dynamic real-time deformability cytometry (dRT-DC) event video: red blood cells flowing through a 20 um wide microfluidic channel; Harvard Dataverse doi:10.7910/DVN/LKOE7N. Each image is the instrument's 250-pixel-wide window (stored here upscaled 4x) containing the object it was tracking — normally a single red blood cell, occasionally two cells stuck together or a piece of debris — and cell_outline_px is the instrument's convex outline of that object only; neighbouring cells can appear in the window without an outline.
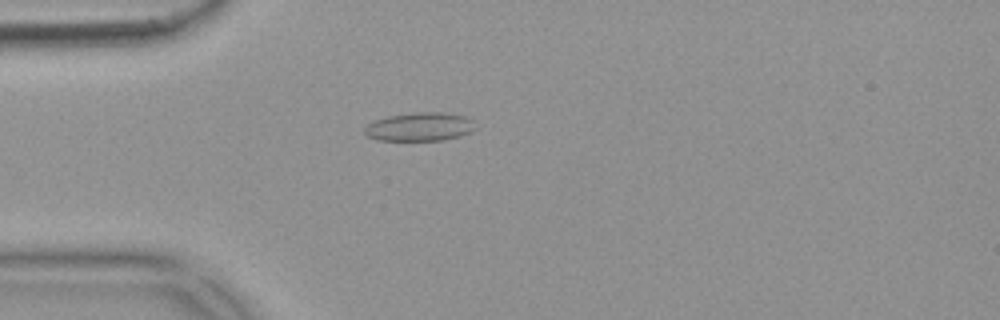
{"species": "common noctule bat (a hibernating species)", "species_latin": "Nyctalus noctula", "temperature_condition": "warm", "stored_images_in_passage": 55, "camera_frame_rate_fps": 3000, "um_per_image_px": 0.085, "animal": {"sex": "female", "body_mass_g": 18.4}, "frame": {"image": 1, "passage_image": 15, "time_ms": 4.667, "image_size_px": [1000, 320], "cell_outline_px": [[476, 128], [472, 132], [460, 136], [440, 140], [376, 140], [368, 136], [364, 132], [364, 128], [372, 120], [388, 116], [416, 112], [440, 112], [464, 116], [472, 120]], "centroid_in_image_um": [35.66, 10.77], "position_along_channel_um": 49.3, "area_um2": 18.44}}
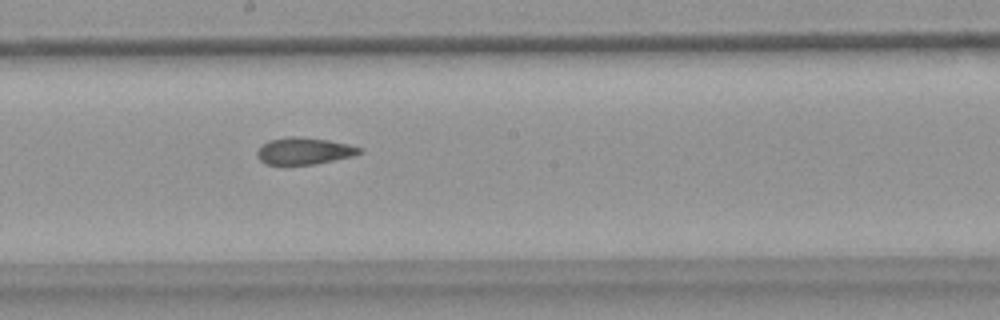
{"frame": {"image": 2, "passage_image": 30, "time_ms": 9.667, "image_size_px": [1000, 320], "cell_outline_px": [[364, 152], [352, 156], [312, 164], [264, 164], [260, 160], [256, 152], [268, 140], [288, 136], [296, 136], [328, 140], [348, 144], [364, 148]], "centroid_in_image_um": [25.87, 12.82], "position_along_channel_um": 222.3, "area_um2": 15.9}}
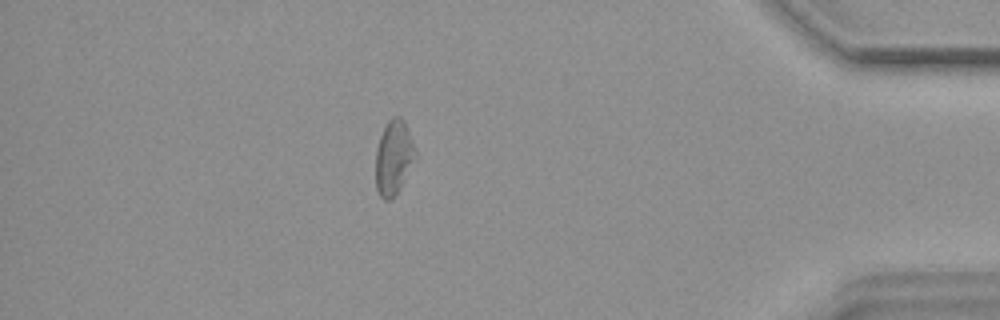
{"frame": {"image": 3, "passage_image": 48, "time_ms": 15.667, "image_size_px": [1000, 320], "cell_outline_px": [[416, 160], [400, 188], [388, 200], [384, 200], [380, 196], [376, 188], [376, 148], [380, 136], [388, 120], [392, 116], [400, 116], [404, 120], [416, 152]], "centroid_in_image_um": [33.46, 13.37], "position_along_channel_um": 401.7, "area_um2": 17.17}, "authors_computed_cell_mechanics": {"area_um2": 17.34, "velocity_mm_per_s": 3.6929, "shape_relaxation_time_tau1_ms": null, "shape_relaxation_time_tau2_ms": 2.688, "deformation_change_tau1": null, "deformation_change_tau2": 0.0916}}